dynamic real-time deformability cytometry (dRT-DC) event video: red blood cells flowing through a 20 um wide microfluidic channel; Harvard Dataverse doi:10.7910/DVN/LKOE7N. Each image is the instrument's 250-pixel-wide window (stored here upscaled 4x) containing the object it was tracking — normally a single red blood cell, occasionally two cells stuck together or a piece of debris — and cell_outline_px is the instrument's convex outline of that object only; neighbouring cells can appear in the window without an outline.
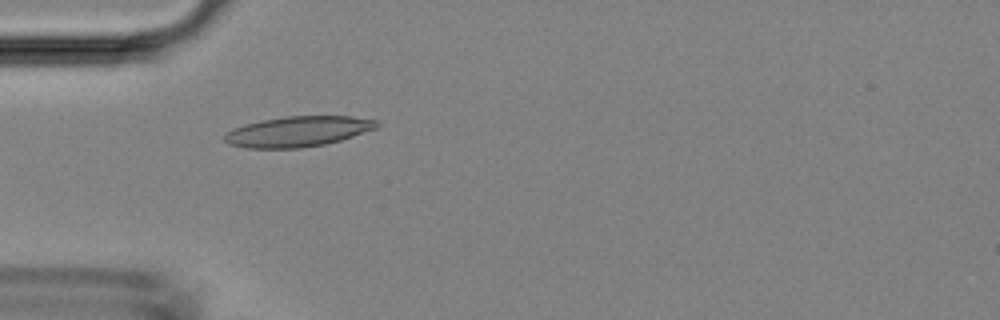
{"species": "Egyptian fruit bat (a non-hibernating species)", "species_latin": "Rousettus aegyptiacus", "temperature_condition": "room temperature", "stored_images_in_passage": 27, "camera_frame_rate_fps": 3000, "um_per_image_px": 0.085, "animal": {"sex": "female"}, "frame": {"image": 1, "passage_image": 15, "time_ms": 4.667, "image_size_px": [1000, 320], "cell_outline_px": [[380, 124], [376, 128], [340, 140], [324, 144], [300, 148], [244, 148], [228, 144], [224, 140], [224, 136], [232, 128], [244, 124], [260, 120], [284, 116], [352, 116], [376, 120]], "centroid_in_image_um": [25.28, 11.17], "position_along_channel_um": 59.7, "area_um2": 26.99}}
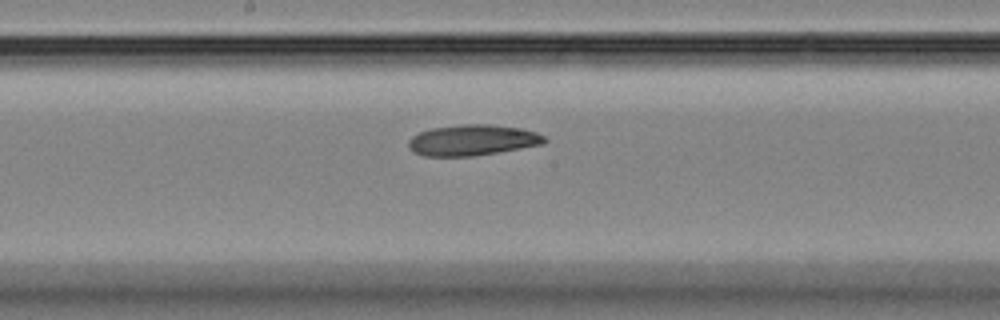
{"frame": {"image": 2, "passage_image": 26, "time_ms": 8.333, "image_size_px": [1000, 320], "cell_outline_px": [[548, 140], [544, 144], [500, 152], [472, 156], [424, 156], [412, 152], [408, 148], [408, 140], [412, 136], [420, 132], [432, 128], [460, 124], [488, 124], [520, 128], [536, 132], [544, 136]], "centroid_in_image_um": [40.15, 11.91], "position_along_channel_um": 208.0, "area_um2": 24.62}}